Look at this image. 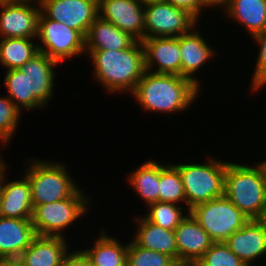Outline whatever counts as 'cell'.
<instances>
[{"instance_id":"1","label":"cell","mask_w":266,"mask_h":266,"mask_svg":"<svg viewBox=\"0 0 266 266\" xmlns=\"http://www.w3.org/2000/svg\"><path fill=\"white\" fill-rule=\"evenodd\" d=\"M199 89L189 78L145 70L130 95L147 111L173 114L186 110L197 98Z\"/></svg>"},{"instance_id":"2","label":"cell","mask_w":266,"mask_h":266,"mask_svg":"<svg viewBox=\"0 0 266 266\" xmlns=\"http://www.w3.org/2000/svg\"><path fill=\"white\" fill-rule=\"evenodd\" d=\"M97 82L110 93H132L145 72L144 47L135 41L129 48L88 50Z\"/></svg>"},{"instance_id":"3","label":"cell","mask_w":266,"mask_h":266,"mask_svg":"<svg viewBox=\"0 0 266 266\" xmlns=\"http://www.w3.org/2000/svg\"><path fill=\"white\" fill-rule=\"evenodd\" d=\"M224 195L250 219H261L266 209V166L227 162Z\"/></svg>"},{"instance_id":"4","label":"cell","mask_w":266,"mask_h":266,"mask_svg":"<svg viewBox=\"0 0 266 266\" xmlns=\"http://www.w3.org/2000/svg\"><path fill=\"white\" fill-rule=\"evenodd\" d=\"M207 164H176L184 186L188 209L224 196L227 161L209 158Z\"/></svg>"},{"instance_id":"5","label":"cell","mask_w":266,"mask_h":266,"mask_svg":"<svg viewBox=\"0 0 266 266\" xmlns=\"http://www.w3.org/2000/svg\"><path fill=\"white\" fill-rule=\"evenodd\" d=\"M32 160L29 161L25 176L31 186L33 208L70 198L79 189L64 164L43 159Z\"/></svg>"},{"instance_id":"6","label":"cell","mask_w":266,"mask_h":266,"mask_svg":"<svg viewBox=\"0 0 266 266\" xmlns=\"http://www.w3.org/2000/svg\"><path fill=\"white\" fill-rule=\"evenodd\" d=\"M89 200L79 188L70 198L35 206L31 222L36 235L65 237L63 230L86 213Z\"/></svg>"},{"instance_id":"7","label":"cell","mask_w":266,"mask_h":266,"mask_svg":"<svg viewBox=\"0 0 266 266\" xmlns=\"http://www.w3.org/2000/svg\"><path fill=\"white\" fill-rule=\"evenodd\" d=\"M189 213L213 242H225L250 220L225 195L198 204L190 209Z\"/></svg>"},{"instance_id":"8","label":"cell","mask_w":266,"mask_h":266,"mask_svg":"<svg viewBox=\"0 0 266 266\" xmlns=\"http://www.w3.org/2000/svg\"><path fill=\"white\" fill-rule=\"evenodd\" d=\"M36 38L41 42L39 51L58 63L86 51L85 37L79 31L47 18L42 12L38 18Z\"/></svg>"},{"instance_id":"9","label":"cell","mask_w":266,"mask_h":266,"mask_svg":"<svg viewBox=\"0 0 266 266\" xmlns=\"http://www.w3.org/2000/svg\"><path fill=\"white\" fill-rule=\"evenodd\" d=\"M198 20L188 11L166 1H151L144 6V38L178 37L189 33Z\"/></svg>"},{"instance_id":"10","label":"cell","mask_w":266,"mask_h":266,"mask_svg":"<svg viewBox=\"0 0 266 266\" xmlns=\"http://www.w3.org/2000/svg\"><path fill=\"white\" fill-rule=\"evenodd\" d=\"M32 2H36L39 7L31 5ZM0 10V36L37 37L38 18L41 12L39 0H5L0 2Z\"/></svg>"},{"instance_id":"11","label":"cell","mask_w":266,"mask_h":266,"mask_svg":"<svg viewBox=\"0 0 266 266\" xmlns=\"http://www.w3.org/2000/svg\"><path fill=\"white\" fill-rule=\"evenodd\" d=\"M41 12L84 37L98 17V0H39Z\"/></svg>"},{"instance_id":"12","label":"cell","mask_w":266,"mask_h":266,"mask_svg":"<svg viewBox=\"0 0 266 266\" xmlns=\"http://www.w3.org/2000/svg\"><path fill=\"white\" fill-rule=\"evenodd\" d=\"M141 0H98V16L128 33L144 39V7Z\"/></svg>"},{"instance_id":"13","label":"cell","mask_w":266,"mask_h":266,"mask_svg":"<svg viewBox=\"0 0 266 266\" xmlns=\"http://www.w3.org/2000/svg\"><path fill=\"white\" fill-rule=\"evenodd\" d=\"M141 42L144 47L145 70L181 76L180 46L177 37H151L144 38Z\"/></svg>"},{"instance_id":"14","label":"cell","mask_w":266,"mask_h":266,"mask_svg":"<svg viewBox=\"0 0 266 266\" xmlns=\"http://www.w3.org/2000/svg\"><path fill=\"white\" fill-rule=\"evenodd\" d=\"M59 63L43 52H38L21 68L26 75L27 97H36L44 106L54 96V68ZM49 99V100H48Z\"/></svg>"},{"instance_id":"15","label":"cell","mask_w":266,"mask_h":266,"mask_svg":"<svg viewBox=\"0 0 266 266\" xmlns=\"http://www.w3.org/2000/svg\"><path fill=\"white\" fill-rule=\"evenodd\" d=\"M247 266L266 254V226L260 219H250L225 242Z\"/></svg>"},{"instance_id":"16","label":"cell","mask_w":266,"mask_h":266,"mask_svg":"<svg viewBox=\"0 0 266 266\" xmlns=\"http://www.w3.org/2000/svg\"><path fill=\"white\" fill-rule=\"evenodd\" d=\"M4 170L0 175V216L31 219L33 212L31 186L24 175L22 180L6 182Z\"/></svg>"},{"instance_id":"17","label":"cell","mask_w":266,"mask_h":266,"mask_svg":"<svg viewBox=\"0 0 266 266\" xmlns=\"http://www.w3.org/2000/svg\"><path fill=\"white\" fill-rule=\"evenodd\" d=\"M174 233L178 260L198 261L214 243L189 212Z\"/></svg>"},{"instance_id":"18","label":"cell","mask_w":266,"mask_h":266,"mask_svg":"<svg viewBox=\"0 0 266 266\" xmlns=\"http://www.w3.org/2000/svg\"><path fill=\"white\" fill-rule=\"evenodd\" d=\"M36 236L31 219L0 216V259L19 257Z\"/></svg>"},{"instance_id":"19","label":"cell","mask_w":266,"mask_h":266,"mask_svg":"<svg viewBox=\"0 0 266 266\" xmlns=\"http://www.w3.org/2000/svg\"><path fill=\"white\" fill-rule=\"evenodd\" d=\"M177 38L180 46L181 76L191 79L200 87V82L193 77V74L197 73L196 71L208 62L210 57L215 56L214 51L212 47H209L206 39L196 31V28Z\"/></svg>"},{"instance_id":"20","label":"cell","mask_w":266,"mask_h":266,"mask_svg":"<svg viewBox=\"0 0 266 266\" xmlns=\"http://www.w3.org/2000/svg\"><path fill=\"white\" fill-rule=\"evenodd\" d=\"M66 242L64 237L37 235L19 257L26 266H62L68 253Z\"/></svg>"},{"instance_id":"21","label":"cell","mask_w":266,"mask_h":266,"mask_svg":"<svg viewBox=\"0 0 266 266\" xmlns=\"http://www.w3.org/2000/svg\"><path fill=\"white\" fill-rule=\"evenodd\" d=\"M138 223L133 241L140 247L171 256L178 260L174 230L162 228L150 222L145 216L134 219Z\"/></svg>"},{"instance_id":"22","label":"cell","mask_w":266,"mask_h":266,"mask_svg":"<svg viewBox=\"0 0 266 266\" xmlns=\"http://www.w3.org/2000/svg\"><path fill=\"white\" fill-rule=\"evenodd\" d=\"M135 41L128 33L98 16L85 36V50L125 49Z\"/></svg>"},{"instance_id":"23","label":"cell","mask_w":266,"mask_h":266,"mask_svg":"<svg viewBox=\"0 0 266 266\" xmlns=\"http://www.w3.org/2000/svg\"><path fill=\"white\" fill-rule=\"evenodd\" d=\"M224 6L225 15L244 26L252 37L266 29V0H229Z\"/></svg>"},{"instance_id":"24","label":"cell","mask_w":266,"mask_h":266,"mask_svg":"<svg viewBox=\"0 0 266 266\" xmlns=\"http://www.w3.org/2000/svg\"><path fill=\"white\" fill-rule=\"evenodd\" d=\"M103 229L96 238L93 248L83 251L89 257L92 266H127L128 244L106 235Z\"/></svg>"},{"instance_id":"25","label":"cell","mask_w":266,"mask_h":266,"mask_svg":"<svg viewBox=\"0 0 266 266\" xmlns=\"http://www.w3.org/2000/svg\"><path fill=\"white\" fill-rule=\"evenodd\" d=\"M36 38H1L0 63L6 70L19 69L38 52Z\"/></svg>"},{"instance_id":"26","label":"cell","mask_w":266,"mask_h":266,"mask_svg":"<svg viewBox=\"0 0 266 266\" xmlns=\"http://www.w3.org/2000/svg\"><path fill=\"white\" fill-rule=\"evenodd\" d=\"M128 176L129 185L145 200L146 205L159 201V163L148 161Z\"/></svg>"},{"instance_id":"27","label":"cell","mask_w":266,"mask_h":266,"mask_svg":"<svg viewBox=\"0 0 266 266\" xmlns=\"http://www.w3.org/2000/svg\"><path fill=\"white\" fill-rule=\"evenodd\" d=\"M4 84L8 89V98L15 107L22 112L21 108L35 109L45 107L36 97H27L26 75L20 69L6 70Z\"/></svg>"},{"instance_id":"28","label":"cell","mask_w":266,"mask_h":266,"mask_svg":"<svg viewBox=\"0 0 266 266\" xmlns=\"http://www.w3.org/2000/svg\"><path fill=\"white\" fill-rule=\"evenodd\" d=\"M186 202L184 186L175 165L159 163V202L177 203Z\"/></svg>"},{"instance_id":"29","label":"cell","mask_w":266,"mask_h":266,"mask_svg":"<svg viewBox=\"0 0 266 266\" xmlns=\"http://www.w3.org/2000/svg\"><path fill=\"white\" fill-rule=\"evenodd\" d=\"M149 212L145 216L150 222L169 230L175 228L186 217L183 215V208L175 203L155 202L148 206Z\"/></svg>"},{"instance_id":"30","label":"cell","mask_w":266,"mask_h":266,"mask_svg":"<svg viewBox=\"0 0 266 266\" xmlns=\"http://www.w3.org/2000/svg\"><path fill=\"white\" fill-rule=\"evenodd\" d=\"M174 262L171 256L144 249L133 240L128 243L127 266H171Z\"/></svg>"},{"instance_id":"31","label":"cell","mask_w":266,"mask_h":266,"mask_svg":"<svg viewBox=\"0 0 266 266\" xmlns=\"http://www.w3.org/2000/svg\"><path fill=\"white\" fill-rule=\"evenodd\" d=\"M198 263L200 266H247L224 242H214Z\"/></svg>"},{"instance_id":"32","label":"cell","mask_w":266,"mask_h":266,"mask_svg":"<svg viewBox=\"0 0 266 266\" xmlns=\"http://www.w3.org/2000/svg\"><path fill=\"white\" fill-rule=\"evenodd\" d=\"M21 112L7 97H0V142L7 146L19 123ZM6 144V145H5Z\"/></svg>"},{"instance_id":"33","label":"cell","mask_w":266,"mask_h":266,"mask_svg":"<svg viewBox=\"0 0 266 266\" xmlns=\"http://www.w3.org/2000/svg\"><path fill=\"white\" fill-rule=\"evenodd\" d=\"M252 38L260 46L250 88L252 91H256L266 85V29Z\"/></svg>"},{"instance_id":"34","label":"cell","mask_w":266,"mask_h":266,"mask_svg":"<svg viewBox=\"0 0 266 266\" xmlns=\"http://www.w3.org/2000/svg\"><path fill=\"white\" fill-rule=\"evenodd\" d=\"M166 2L171 3L172 5L179 7L188 11L192 14L198 21L199 16L204 7H208L206 0H165Z\"/></svg>"},{"instance_id":"35","label":"cell","mask_w":266,"mask_h":266,"mask_svg":"<svg viewBox=\"0 0 266 266\" xmlns=\"http://www.w3.org/2000/svg\"><path fill=\"white\" fill-rule=\"evenodd\" d=\"M62 266H92L89 257L82 250L66 254Z\"/></svg>"},{"instance_id":"36","label":"cell","mask_w":266,"mask_h":266,"mask_svg":"<svg viewBox=\"0 0 266 266\" xmlns=\"http://www.w3.org/2000/svg\"><path fill=\"white\" fill-rule=\"evenodd\" d=\"M0 266H26L20 257L2 258Z\"/></svg>"},{"instance_id":"37","label":"cell","mask_w":266,"mask_h":266,"mask_svg":"<svg viewBox=\"0 0 266 266\" xmlns=\"http://www.w3.org/2000/svg\"><path fill=\"white\" fill-rule=\"evenodd\" d=\"M171 266H200L198 261L176 260Z\"/></svg>"},{"instance_id":"38","label":"cell","mask_w":266,"mask_h":266,"mask_svg":"<svg viewBox=\"0 0 266 266\" xmlns=\"http://www.w3.org/2000/svg\"><path fill=\"white\" fill-rule=\"evenodd\" d=\"M229 0H206L208 3L209 7H216V6H224Z\"/></svg>"},{"instance_id":"39","label":"cell","mask_w":266,"mask_h":266,"mask_svg":"<svg viewBox=\"0 0 266 266\" xmlns=\"http://www.w3.org/2000/svg\"><path fill=\"white\" fill-rule=\"evenodd\" d=\"M5 168H6V163L3 162V159L0 156V175L4 170H6Z\"/></svg>"},{"instance_id":"40","label":"cell","mask_w":266,"mask_h":266,"mask_svg":"<svg viewBox=\"0 0 266 266\" xmlns=\"http://www.w3.org/2000/svg\"><path fill=\"white\" fill-rule=\"evenodd\" d=\"M264 224H265V226H266V209H265V212H264V214H263V216H262V218L260 219Z\"/></svg>"},{"instance_id":"41","label":"cell","mask_w":266,"mask_h":266,"mask_svg":"<svg viewBox=\"0 0 266 266\" xmlns=\"http://www.w3.org/2000/svg\"><path fill=\"white\" fill-rule=\"evenodd\" d=\"M144 4L151 2V1H165V0H141Z\"/></svg>"}]
</instances>
